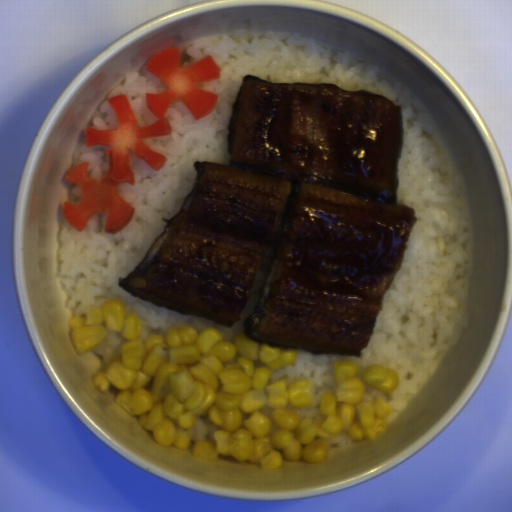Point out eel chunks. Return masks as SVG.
<instances>
[{
    "label": "eel chunks",
    "instance_id": "eel-chunks-1",
    "mask_svg": "<svg viewBox=\"0 0 512 512\" xmlns=\"http://www.w3.org/2000/svg\"><path fill=\"white\" fill-rule=\"evenodd\" d=\"M228 163L196 161L177 215L119 287L312 354L361 356L417 215L399 204L402 105L330 82L246 74Z\"/></svg>",
    "mask_w": 512,
    "mask_h": 512
}]
</instances>
